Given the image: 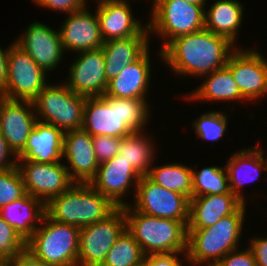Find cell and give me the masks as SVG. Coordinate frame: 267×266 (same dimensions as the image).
Returning a JSON list of instances; mask_svg holds the SVG:
<instances>
[{
    "instance_id": "obj_32",
    "label": "cell",
    "mask_w": 267,
    "mask_h": 266,
    "mask_svg": "<svg viewBox=\"0 0 267 266\" xmlns=\"http://www.w3.org/2000/svg\"><path fill=\"white\" fill-rule=\"evenodd\" d=\"M143 258L140 245L125 229L108 251L102 266H138Z\"/></svg>"
},
{
    "instance_id": "obj_39",
    "label": "cell",
    "mask_w": 267,
    "mask_h": 266,
    "mask_svg": "<svg viewBox=\"0 0 267 266\" xmlns=\"http://www.w3.org/2000/svg\"><path fill=\"white\" fill-rule=\"evenodd\" d=\"M88 3V0H42L38 4L39 7H44V10L47 8L49 11H56L59 13L69 14L74 11H78L85 7Z\"/></svg>"
},
{
    "instance_id": "obj_38",
    "label": "cell",
    "mask_w": 267,
    "mask_h": 266,
    "mask_svg": "<svg viewBox=\"0 0 267 266\" xmlns=\"http://www.w3.org/2000/svg\"><path fill=\"white\" fill-rule=\"evenodd\" d=\"M238 248L226 254L218 263V266H256L254 255L249 247Z\"/></svg>"
},
{
    "instance_id": "obj_46",
    "label": "cell",
    "mask_w": 267,
    "mask_h": 266,
    "mask_svg": "<svg viewBox=\"0 0 267 266\" xmlns=\"http://www.w3.org/2000/svg\"><path fill=\"white\" fill-rule=\"evenodd\" d=\"M31 1H33L35 4H39L42 0H31Z\"/></svg>"
},
{
    "instance_id": "obj_5",
    "label": "cell",
    "mask_w": 267,
    "mask_h": 266,
    "mask_svg": "<svg viewBox=\"0 0 267 266\" xmlns=\"http://www.w3.org/2000/svg\"><path fill=\"white\" fill-rule=\"evenodd\" d=\"M126 229L138 242L144 255L186 253L187 226L182 221L158 218L123 206Z\"/></svg>"
},
{
    "instance_id": "obj_47",
    "label": "cell",
    "mask_w": 267,
    "mask_h": 266,
    "mask_svg": "<svg viewBox=\"0 0 267 266\" xmlns=\"http://www.w3.org/2000/svg\"><path fill=\"white\" fill-rule=\"evenodd\" d=\"M262 150H263V152H264V154H265L264 157H265V159H266V163H267V155H266L267 153L265 152L266 150H264V149H262Z\"/></svg>"
},
{
    "instance_id": "obj_12",
    "label": "cell",
    "mask_w": 267,
    "mask_h": 266,
    "mask_svg": "<svg viewBox=\"0 0 267 266\" xmlns=\"http://www.w3.org/2000/svg\"><path fill=\"white\" fill-rule=\"evenodd\" d=\"M240 47L237 45L230 54L226 66L242 96L251 104L267 96V59L256 48Z\"/></svg>"
},
{
    "instance_id": "obj_27",
    "label": "cell",
    "mask_w": 267,
    "mask_h": 266,
    "mask_svg": "<svg viewBox=\"0 0 267 266\" xmlns=\"http://www.w3.org/2000/svg\"><path fill=\"white\" fill-rule=\"evenodd\" d=\"M201 79L203 82L197 86L198 88L195 87L194 91H189L184 95L185 100L189 103L191 101H200V103L201 101H210L211 103L216 101L244 103L245 101L247 103L227 66L205 75Z\"/></svg>"
},
{
    "instance_id": "obj_22",
    "label": "cell",
    "mask_w": 267,
    "mask_h": 266,
    "mask_svg": "<svg viewBox=\"0 0 267 266\" xmlns=\"http://www.w3.org/2000/svg\"><path fill=\"white\" fill-rule=\"evenodd\" d=\"M64 132L53 125L37 121L17 160L56 163L63 160Z\"/></svg>"
},
{
    "instance_id": "obj_17",
    "label": "cell",
    "mask_w": 267,
    "mask_h": 266,
    "mask_svg": "<svg viewBox=\"0 0 267 266\" xmlns=\"http://www.w3.org/2000/svg\"><path fill=\"white\" fill-rule=\"evenodd\" d=\"M96 1L95 12L104 42L134 36H150L148 24L134 18L133 8L130 5L131 0Z\"/></svg>"
},
{
    "instance_id": "obj_28",
    "label": "cell",
    "mask_w": 267,
    "mask_h": 266,
    "mask_svg": "<svg viewBox=\"0 0 267 266\" xmlns=\"http://www.w3.org/2000/svg\"><path fill=\"white\" fill-rule=\"evenodd\" d=\"M239 0H216L205 9V28L236 46L243 26L244 5ZM239 29V30H238Z\"/></svg>"
},
{
    "instance_id": "obj_9",
    "label": "cell",
    "mask_w": 267,
    "mask_h": 266,
    "mask_svg": "<svg viewBox=\"0 0 267 266\" xmlns=\"http://www.w3.org/2000/svg\"><path fill=\"white\" fill-rule=\"evenodd\" d=\"M126 229L122 207L106 219L80 228L78 266H102L108 251Z\"/></svg>"
},
{
    "instance_id": "obj_8",
    "label": "cell",
    "mask_w": 267,
    "mask_h": 266,
    "mask_svg": "<svg viewBox=\"0 0 267 266\" xmlns=\"http://www.w3.org/2000/svg\"><path fill=\"white\" fill-rule=\"evenodd\" d=\"M58 83L48 82L32 100L37 121L63 132L81 129L86 97L73 92L64 82Z\"/></svg>"
},
{
    "instance_id": "obj_33",
    "label": "cell",
    "mask_w": 267,
    "mask_h": 266,
    "mask_svg": "<svg viewBox=\"0 0 267 266\" xmlns=\"http://www.w3.org/2000/svg\"><path fill=\"white\" fill-rule=\"evenodd\" d=\"M210 110L201 113L200 116L192 121V130L201 141L218 142L222 140L228 129L229 113L223 110Z\"/></svg>"
},
{
    "instance_id": "obj_6",
    "label": "cell",
    "mask_w": 267,
    "mask_h": 266,
    "mask_svg": "<svg viewBox=\"0 0 267 266\" xmlns=\"http://www.w3.org/2000/svg\"><path fill=\"white\" fill-rule=\"evenodd\" d=\"M26 250L49 266H78L80 228L43 217Z\"/></svg>"
},
{
    "instance_id": "obj_25",
    "label": "cell",
    "mask_w": 267,
    "mask_h": 266,
    "mask_svg": "<svg viewBox=\"0 0 267 266\" xmlns=\"http://www.w3.org/2000/svg\"><path fill=\"white\" fill-rule=\"evenodd\" d=\"M45 203L26 194L0 209V216L27 242L45 216Z\"/></svg>"
},
{
    "instance_id": "obj_24",
    "label": "cell",
    "mask_w": 267,
    "mask_h": 266,
    "mask_svg": "<svg viewBox=\"0 0 267 266\" xmlns=\"http://www.w3.org/2000/svg\"><path fill=\"white\" fill-rule=\"evenodd\" d=\"M234 194H210L192 197L189 203L187 229L213 226L220 219L233 214L241 205Z\"/></svg>"
},
{
    "instance_id": "obj_3",
    "label": "cell",
    "mask_w": 267,
    "mask_h": 266,
    "mask_svg": "<svg viewBox=\"0 0 267 266\" xmlns=\"http://www.w3.org/2000/svg\"><path fill=\"white\" fill-rule=\"evenodd\" d=\"M242 204L233 214L223 217L213 226L187 229V256L190 266L217 264L226 254L240 248L246 206Z\"/></svg>"
},
{
    "instance_id": "obj_26",
    "label": "cell",
    "mask_w": 267,
    "mask_h": 266,
    "mask_svg": "<svg viewBox=\"0 0 267 266\" xmlns=\"http://www.w3.org/2000/svg\"><path fill=\"white\" fill-rule=\"evenodd\" d=\"M152 36H134L104 42L102 51L107 82L115 78L126 65L137 61L151 47ZM150 38V39H149Z\"/></svg>"
},
{
    "instance_id": "obj_18",
    "label": "cell",
    "mask_w": 267,
    "mask_h": 266,
    "mask_svg": "<svg viewBox=\"0 0 267 266\" xmlns=\"http://www.w3.org/2000/svg\"><path fill=\"white\" fill-rule=\"evenodd\" d=\"M87 6L89 5L67 14L58 29L66 52L78 53L100 49L104 44L96 12H91Z\"/></svg>"
},
{
    "instance_id": "obj_30",
    "label": "cell",
    "mask_w": 267,
    "mask_h": 266,
    "mask_svg": "<svg viewBox=\"0 0 267 266\" xmlns=\"http://www.w3.org/2000/svg\"><path fill=\"white\" fill-rule=\"evenodd\" d=\"M147 177L165 189L185 195L189 200L193 197L191 165L179 162L153 165Z\"/></svg>"
},
{
    "instance_id": "obj_20",
    "label": "cell",
    "mask_w": 267,
    "mask_h": 266,
    "mask_svg": "<svg viewBox=\"0 0 267 266\" xmlns=\"http://www.w3.org/2000/svg\"><path fill=\"white\" fill-rule=\"evenodd\" d=\"M74 183H89L96 175L99 163L93 147V136L81 129L64 132L63 161ZM69 164V165H68Z\"/></svg>"
},
{
    "instance_id": "obj_14",
    "label": "cell",
    "mask_w": 267,
    "mask_h": 266,
    "mask_svg": "<svg viewBox=\"0 0 267 266\" xmlns=\"http://www.w3.org/2000/svg\"><path fill=\"white\" fill-rule=\"evenodd\" d=\"M14 43L27 52L46 73L58 68L66 53L59 30L39 21L28 24Z\"/></svg>"
},
{
    "instance_id": "obj_48",
    "label": "cell",
    "mask_w": 267,
    "mask_h": 266,
    "mask_svg": "<svg viewBox=\"0 0 267 266\" xmlns=\"http://www.w3.org/2000/svg\"><path fill=\"white\" fill-rule=\"evenodd\" d=\"M208 266H218L217 264H211V265H208Z\"/></svg>"
},
{
    "instance_id": "obj_1",
    "label": "cell",
    "mask_w": 267,
    "mask_h": 266,
    "mask_svg": "<svg viewBox=\"0 0 267 266\" xmlns=\"http://www.w3.org/2000/svg\"><path fill=\"white\" fill-rule=\"evenodd\" d=\"M236 48L227 38L203 28L176 37L157 54L176 77L201 78L225 67Z\"/></svg>"
},
{
    "instance_id": "obj_42",
    "label": "cell",
    "mask_w": 267,
    "mask_h": 266,
    "mask_svg": "<svg viewBox=\"0 0 267 266\" xmlns=\"http://www.w3.org/2000/svg\"><path fill=\"white\" fill-rule=\"evenodd\" d=\"M12 266H49L34 257L28 250L22 251L16 258L10 260Z\"/></svg>"
},
{
    "instance_id": "obj_15",
    "label": "cell",
    "mask_w": 267,
    "mask_h": 266,
    "mask_svg": "<svg viewBox=\"0 0 267 266\" xmlns=\"http://www.w3.org/2000/svg\"><path fill=\"white\" fill-rule=\"evenodd\" d=\"M140 178L141 176L130 163L117 154L112 159L99 164L97 173L89 184L117 207H123L130 204L125 198L131 193L130 189L134 190L132 196L135 195Z\"/></svg>"
},
{
    "instance_id": "obj_13",
    "label": "cell",
    "mask_w": 267,
    "mask_h": 266,
    "mask_svg": "<svg viewBox=\"0 0 267 266\" xmlns=\"http://www.w3.org/2000/svg\"><path fill=\"white\" fill-rule=\"evenodd\" d=\"M26 192L45 204L53 197L65 192L74 182L68 175L65 163H38L17 160Z\"/></svg>"
},
{
    "instance_id": "obj_4",
    "label": "cell",
    "mask_w": 267,
    "mask_h": 266,
    "mask_svg": "<svg viewBox=\"0 0 267 266\" xmlns=\"http://www.w3.org/2000/svg\"><path fill=\"white\" fill-rule=\"evenodd\" d=\"M118 207L89 183H73L45 204L46 215L79 228L106 219Z\"/></svg>"
},
{
    "instance_id": "obj_16",
    "label": "cell",
    "mask_w": 267,
    "mask_h": 266,
    "mask_svg": "<svg viewBox=\"0 0 267 266\" xmlns=\"http://www.w3.org/2000/svg\"><path fill=\"white\" fill-rule=\"evenodd\" d=\"M64 83L76 94L85 97H101L108 82L105 75V61L102 48L81 51L75 54Z\"/></svg>"
},
{
    "instance_id": "obj_7",
    "label": "cell",
    "mask_w": 267,
    "mask_h": 266,
    "mask_svg": "<svg viewBox=\"0 0 267 266\" xmlns=\"http://www.w3.org/2000/svg\"><path fill=\"white\" fill-rule=\"evenodd\" d=\"M151 3V20L146 23L150 35H158L164 40L160 51L176 37L205 28L207 5H195L185 0H153Z\"/></svg>"
},
{
    "instance_id": "obj_21",
    "label": "cell",
    "mask_w": 267,
    "mask_h": 266,
    "mask_svg": "<svg viewBox=\"0 0 267 266\" xmlns=\"http://www.w3.org/2000/svg\"><path fill=\"white\" fill-rule=\"evenodd\" d=\"M239 150L231 153L232 155L228 157L225 167L231 192L241 202L248 204L246 199L248 195H244L243 187L257 181L262 173L267 170V163L262 146L260 147L258 144L257 147H242Z\"/></svg>"
},
{
    "instance_id": "obj_37",
    "label": "cell",
    "mask_w": 267,
    "mask_h": 266,
    "mask_svg": "<svg viewBox=\"0 0 267 266\" xmlns=\"http://www.w3.org/2000/svg\"><path fill=\"white\" fill-rule=\"evenodd\" d=\"M184 261L190 264L187 253H161V254H148L144 255L142 265L143 266H186L183 265Z\"/></svg>"
},
{
    "instance_id": "obj_19",
    "label": "cell",
    "mask_w": 267,
    "mask_h": 266,
    "mask_svg": "<svg viewBox=\"0 0 267 266\" xmlns=\"http://www.w3.org/2000/svg\"><path fill=\"white\" fill-rule=\"evenodd\" d=\"M36 122L32 101L0 96V132L15 155L24 148Z\"/></svg>"
},
{
    "instance_id": "obj_31",
    "label": "cell",
    "mask_w": 267,
    "mask_h": 266,
    "mask_svg": "<svg viewBox=\"0 0 267 266\" xmlns=\"http://www.w3.org/2000/svg\"><path fill=\"white\" fill-rule=\"evenodd\" d=\"M195 169V170H194ZM193 197L210 194H233L230 190L225 165L205 166L196 169L192 166Z\"/></svg>"
},
{
    "instance_id": "obj_2",
    "label": "cell",
    "mask_w": 267,
    "mask_h": 266,
    "mask_svg": "<svg viewBox=\"0 0 267 266\" xmlns=\"http://www.w3.org/2000/svg\"><path fill=\"white\" fill-rule=\"evenodd\" d=\"M148 102L146 98L124 99L106 94L86 97L82 129L91 136L118 138L144 131L151 117Z\"/></svg>"
},
{
    "instance_id": "obj_10",
    "label": "cell",
    "mask_w": 267,
    "mask_h": 266,
    "mask_svg": "<svg viewBox=\"0 0 267 266\" xmlns=\"http://www.w3.org/2000/svg\"><path fill=\"white\" fill-rule=\"evenodd\" d=\"M47 75L49 74L27 52L13 43L8 53L6 86L0 96L11 100L32 101L48 84Z\"/></svg>"
},
{
    "instance_id": "obj_43",
    "label": "cell",
    "mask_w": 267,
    "mask_h": 266,
    "mask_svg": "<svg viewBox=\"0 0 267 266\" xmlns=\"http://www.w3.org/2000/svg\"><path fill=\"white\" fill-rule=\"evenodd\" d=\"M14 43H10L5 49H1L0 45V93L4 90L6 86V81L8 77V53L9 47Z\"/></svg>"
},
{
    "instance_id": "obj_34",
    "label": "cell",
    "mask_w": 267,
    "mask_h": 266,
    "mask_svg": "<svg viewBox=\"0 0 267 266\" xmlns=\"http://www.w3.org/2000/svg\"><path fill=\"white\" fill-rule=\"evenodd\" d=\"M26 194L24 181L17 166L0 171V209Z\"/></svg>"
},
{
    "instance_id": "obj_35",
    "label": "cell",
    "mask_w": 267,
    "mask_h": 266,
    "mask_svg": "<svg viewBox=\"0 0 267 266\" xmlns=\"http://www.w3.org/2000/svg\"><path fill=\"white\" fill-rule=\"evenodd\" d=\"M25 249L26 242L0 216V260L14 259Z\"/></svg>"
},
{
    "instance_id": "obj_44",
    "label": "cell",
    "mask_w": 267,
    "mask_h": 266,
    "mask_svg": "<svg viewBox=\"0 0 267 266\" xmlns=\"http://www.w3.org/2000/svg\"><path fill=\"white\" fill-rule=\"evenodd\" d=\"M187 1L188 3H192V4H195V5H207V0H185Z\"/></svg>"
},
{
    "instance_id": "obj_11",
    "label": "cell",
    "mask_w": 267,
    "mask_h": 266,
    "mask_svg": "<svg viewBox=\"0 0 267 266\" xmlns=\"http://www.w3.org/2000/svg\"><path fill=\"white\" fill-rule=\"evenodd\" d=\"M132 198L129 205L138 212L188 224L190 200L185 195L155 184L147 176L139 179Z\"/></svg>"
},
{
    "instance_id": "obj_29",
    "label": "cell",
    "mask_w": 267,
    "mask_h": 266,
    "mask_svg": "<svg viewBox=\"0 0 267 266\" xmlns=\"http://www.w3.org/2000/svg\"><path fill=\"white\" fill-rule=\"evenodd\" d=\"M152 138L148 131H134L122 138L119 148L118 154L121 155V158L130 163L141 177L147 176L157 157L155 139L152 140Z\"/></svg>"
},
{
    "instance_id": "obj_41",
    "label": "cell",
    "mask_w": 267,
    "mask_h": 266,
    "mask_svg": "<svg viewBox=\"0 0 267 266\" xmlns=\"http://www.w3.org/2000/svg\"><path fill=\"white\" fill-rule=\"evenodd\" d=\"M17 166V158L8 147L7 142L0 132V171H5Z\"/></svg>"
},
{
    "instance_id": "obj_40",
    "label": "cell",
    "mask_w": 267,
    "mask_h": 266,
    "mask_svg": "<svg viewBox=\"0 0 267 266\" xmlns=\"http://www.w3.org/2000/svg\"><path fill=\"white\" fill-rule=\"evenodd\" d=\"M248 243L249 248L251 249L256 266H267V236L253 237Z\"/></svg>"
},
{
    "instance_id": "obj_36",
    "label": "cell",
    "mask_w": 267,
    "mask_h": 266,
    "mask_svg": "<svg viewBox=\"0 0 267 266\" xmlns=\"http://www.w3.org/2000/svg\"><path fill=\"white\" fill-rule=\"evenodd\" d=\"M122 138L110 136H93V147L99 164L112 159L119 153Z\"/></svg>"
},
{
    "instance_id": "obj_45",
    "label": "cell",
    "mask_w": 267,
    "mask_h": 266,
    "mask_svg": "<svg viewBox=\"0 0 267 266\" xmlns=\"http://www.w3.org/2000/svg\"><path fill=\"white\" fill-rule=\"evenodd\" d=\"M0 266H12L10 260H0Z\"/></svg>"
},
{
    "instance_id": "obj_23",
    "label": "cell",
    "mask_w": 267,
    "mask_h": 266,
    "mask_svg": "<svg viewBox=\"0 0 267 266\" xmlns=\"http://www.w3.org/2000/svg\"><path fill=\"white\" fill-rule=\"evenodd\" d=\"M150 53L148 49L137 61L126 65L115 78L108 82L105 94L124 99L147 98L152 75Z\"/></svg>"
}]
</instances>
